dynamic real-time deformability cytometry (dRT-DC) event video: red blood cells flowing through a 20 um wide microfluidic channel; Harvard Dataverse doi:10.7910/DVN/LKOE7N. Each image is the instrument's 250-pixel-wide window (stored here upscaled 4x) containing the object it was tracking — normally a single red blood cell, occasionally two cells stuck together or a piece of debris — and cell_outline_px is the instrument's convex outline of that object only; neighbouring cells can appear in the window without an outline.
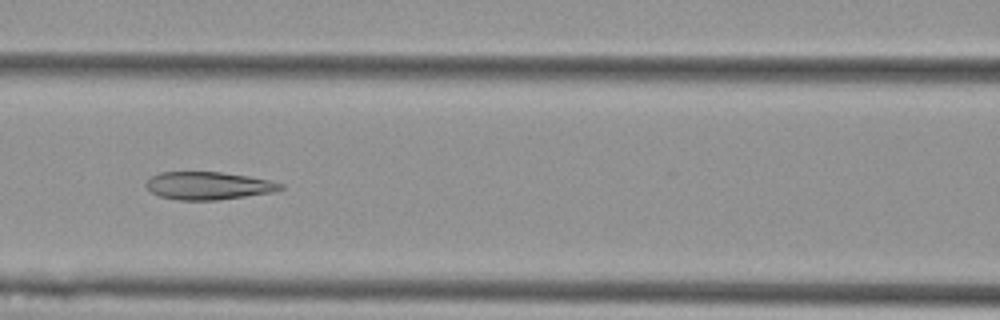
{"species": "Egyptian fruit bat (a non-hibernating species)", "species_latin": "Rousettus aegyptiacus", "temperature_condition": "cold", "stored_images_in_passage": 9, "camera_frame_rate_fps": 3000, "um_per_image_px": 0.085, "animal": {"sex": "female"}, "frame": {"image": 1, "passage_image": 7, "time_ms": 2.0, "image_size_px": [1000, 320], "cell_outline_px": [[284, 188], [276, 192], [216, 200], [180, 200], [160, 196], [152, 192], [144, 184], [152, 176], [160, 172], [220, 172], [248, 176], [268, 180], [284, 184]], "centroid_in_image_um": [17.74, 15.78], "position_along_channel_um": 148.9, "area_um2": 21.68}}
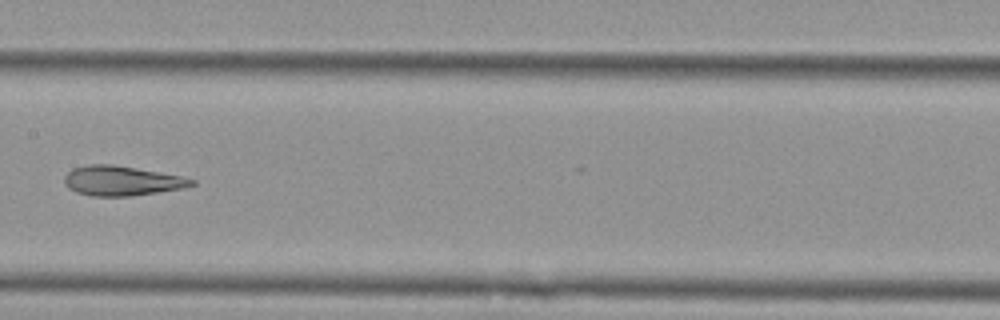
{"frame": {"image": 2, "passage_image": 8, "time_ms": 2.333, "image_size_px": [1000, 320], "cell_outline_px": [[196, 184], [184, 188], [128, 196], [92, 196], [76, 192], [68, 188], [64, 184], [64, 176], [72, 168], [88, 164], [112, 164], [184, 176], [196, 180]], "centroid_in_image_um": [10.34, 15.36], "position_along_channel_um": 197.1, "area_um2": 22.14}}